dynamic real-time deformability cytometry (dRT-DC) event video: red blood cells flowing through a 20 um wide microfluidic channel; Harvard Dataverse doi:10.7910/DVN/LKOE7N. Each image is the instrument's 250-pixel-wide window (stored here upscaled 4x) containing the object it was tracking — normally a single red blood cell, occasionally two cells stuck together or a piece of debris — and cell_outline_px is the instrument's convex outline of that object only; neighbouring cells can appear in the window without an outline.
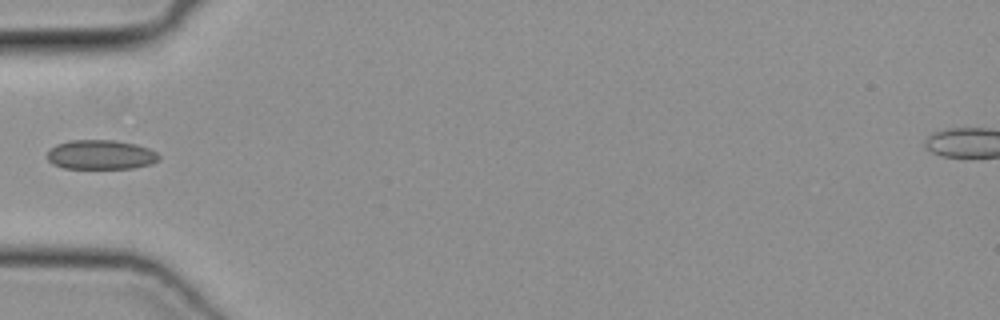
{"species": "common noctule bat (a hibernating species)", "species_latin": "Nyctalus noctula", "temperature_condition": "cold", "stored_images_in_passage": 33, "camera_frame_rate_fps": 3000, "um_per_image_px": 0.085, "animal": {"sex": "female", "body_mass_g": 19.3, "forearm_length_mm": 54.1}, "frame": {"image": 1, "passage_image": 1, "time_ms": 0.0, "image_size_px": [1000, 320], "cell_outline_px": [[160, 160], [152, 164], [132, 168], [64, 168], [52, 164], [48, 160], [48, 148], [56, 144], [68, 140], [116, 140], [136, 144], [148, 148], [156, 152], [160, 156]], "centroid_in_image_um": [8.56, 13.14], "position_along_channel_um": 76.4, "area_um2": 19.36}}
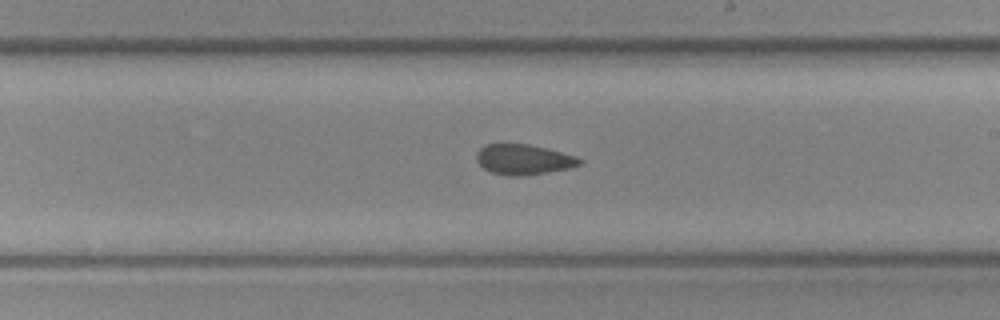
{"frame": {"image": 2, "passage_image": 13, "time_ms": 4.0, "image_size_px": [1000, 320], "cell_outline_px": [[584, 164], [572, 168], [524, 176], [508, 176], [492, 172], [484, 168], [476, 160], [476, 152], [480, 148], [488, 144], [528, 144], [576, 156], [584, 160]], "centroid_in_image_um": [44.54, 13.57], "position_along_channel_um": 244.5, "area_um2": 18.26}}
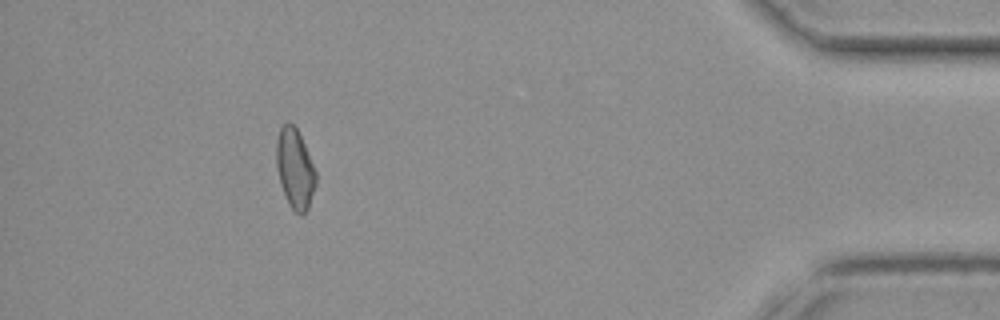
{"frame": {"image": 3, "passage_image": 29, "time_ms": 9.333, "image_size_px": [1000, 320], "cell_outline_px": [[316, 184], [308, 208], [300, 216], [288, 204], [280, 184], [276, 168], [276, 140], [280, 128], [288, 120], [296, 128], [304, 144], [316, 172]], "centroid_in_image_um": [25.05, 14.34], "position_along_channel_um": 410.2, "area_um2": 18.32}}